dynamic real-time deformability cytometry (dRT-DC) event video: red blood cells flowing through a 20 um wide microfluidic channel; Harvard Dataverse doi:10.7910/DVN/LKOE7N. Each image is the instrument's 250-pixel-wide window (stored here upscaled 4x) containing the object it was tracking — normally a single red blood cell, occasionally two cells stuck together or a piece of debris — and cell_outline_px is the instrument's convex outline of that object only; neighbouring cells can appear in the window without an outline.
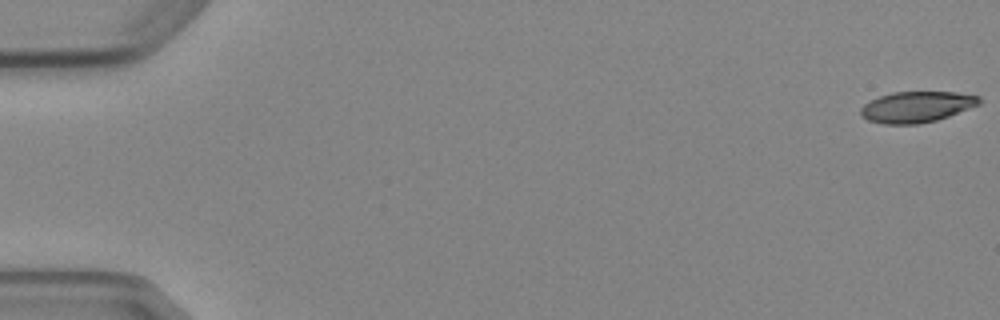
{"species": "Egyptian fruit bat (a non-hibernating species)", "species_latin": "Rousettus aegyptiacus", "temperature_condition": "cold", "stored_images_in_passage": 8, "camera_frame_rate_fps": 3000, "um_per_image_px": 0.085, "animal": {"sex": "female"}, "frame": {"image": 1, "passage_image": 1, "time_ms": 0.0, "image_size_px": [1000, 320], "cell_outline_px": [[980, 104], [948, 116], [936, 120], [920, 124], [884, 124], [868, 120], [860, 116], [860, 108], [868, 100], [892, 92], [956, 92], [980, 96]], "centroid_in_image_um": [77.87, 9.08], "position_along_channel_um": 7.1, "area_um2": 21.44}}
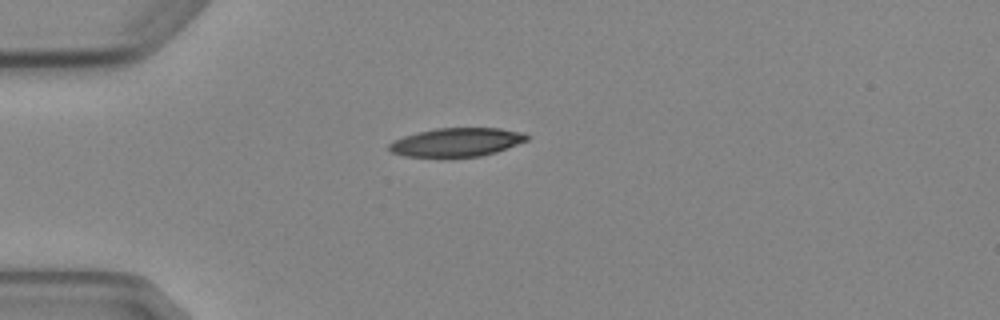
{"frame": {"image": 2, "passage_image": 5, "time_ms": 4.667, "image_size_px": [1000, 320], "cell_outline_px": [[528, 140], [496, 152], [480, 156], [404, 156], [392, 152], [388, 148], [388, 144], [404, 136], [436, 128], [500, 128], [524, 132], [528, 136]], "centroid_in_image_um": [38.85, 12.07], "position_along_channel_um": 46.2, "area_um2": 22.6}}
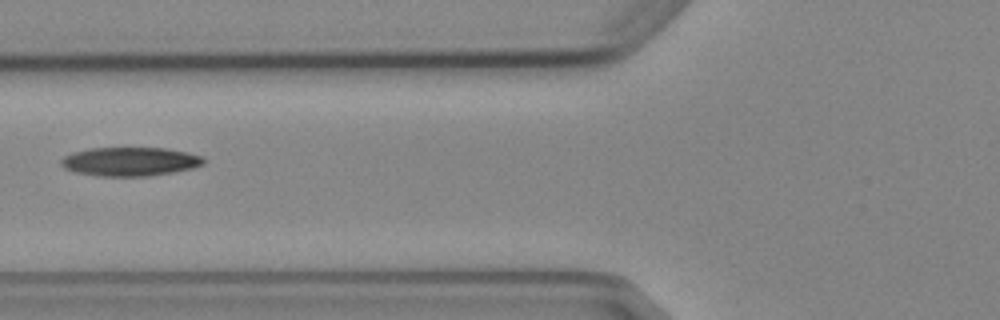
{"frame": {"image": 3, "passage_image": 7, "time_ms": 7.0, "image_size_px": [1000, 320], "cell_outline_px": [[204, 164], [192, 168], [172, 172], [148, 176], [96, 176], [76, 172], [64, 168], [60, 164], [60, 160], [64, 156], [72, 152], [88, 148], [168, 148], [188, 152], [204, 156]], "centroid_in_image_um": [11.04, 13.72], "position_along_channel_um": 114.8, "area_um2": 24.1}}